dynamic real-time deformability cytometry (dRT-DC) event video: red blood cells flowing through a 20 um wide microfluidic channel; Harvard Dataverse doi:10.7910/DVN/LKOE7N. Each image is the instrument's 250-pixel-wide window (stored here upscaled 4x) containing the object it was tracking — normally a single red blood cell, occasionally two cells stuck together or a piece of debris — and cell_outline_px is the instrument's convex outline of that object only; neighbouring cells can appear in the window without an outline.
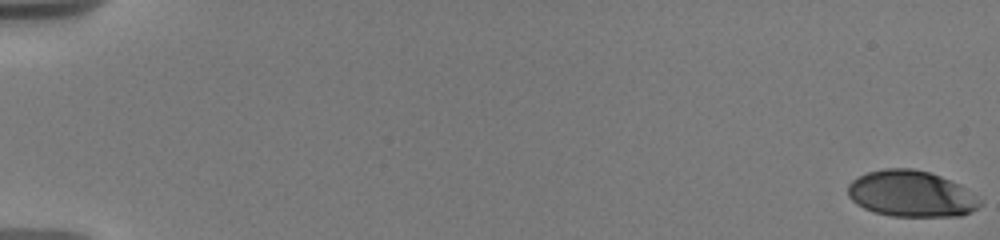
{"species": "human", "species_latin": "Homo sapiens", "temperature_condition": "warm", "stored_images_in_passage": 48, "camera_frame_rate_fps": 3000, "um_per_image_px": 0.085, "donor": {"sex": "male"}, "frame": {"image": 1, "passage_image": 1, "time_ms": 0.0, "image_size_px": [1000, 240], "cell_outline_px": [[980, 204], [972, 212], [960, 216], [892, 216], [872, 212], [856, 204], [848, 196], [848, 184], [852, 180], [868, 172], [884, 168], [912, 168], [928, 172], [940, 176], [960, 184], [980, 200]], "centroid_in_image_um": [77.42, 16.48], "position_along_channel_um": 7.6, "area_um2": 35.49}}
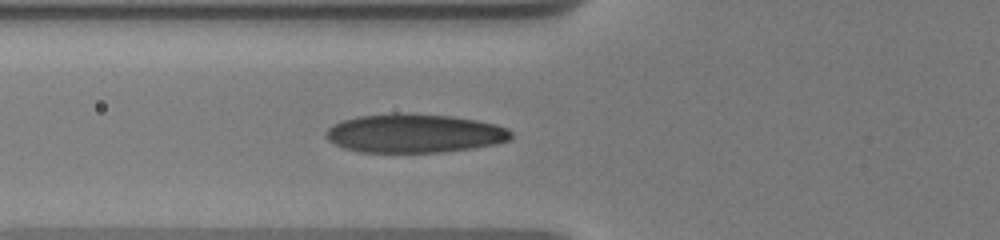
{"frame": {"image": 2, "passage_image": 22, "time_ms": 7.333, "image_size_px": [1000, 240], "cell_outline_px": [[512, 136], [508, 140], [496, 144], [472, 148], [444, 152], [360, 152], [344, 148], [328, 140], [324, 136], [324, 132], [332, 124], [340, 120], [356, 116], [396, 112], [412, 112], [452, 116], [476, 120], [496, 124], [508, 128], [512, 132]], "centroid_in_image_um": [35.19, 11.31], "position_along_channel_um": 90.6, "area_um2": 42.48}}
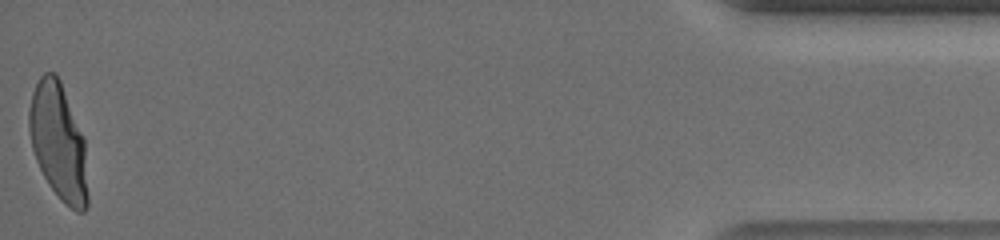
{"frame": {"image": 3, "passage_image": 48, "time_ms": 18.667, "image_size_px": [1000, 240], "cell_outline_px": [[88, 204], [84, 212], [76, 212], [64, 204], [60, 200], [48, 184], [36, 160], [32, 148], [28, 128], [28, 112], [32, 92], [40, 76], [44, 72], [56, 72], [60, 80], [84, 136], [88, 196]], "centroid_in_image_um": [4.96, 12.07], "position_along_channel_um": 430.2, "area_um2": 40.23}, "authors_computed_cell_mechanics": {"area_um2": 38.6393, "velocity_mm_per_s": 3.6904, "shape_relaxation_time_tau1_ms": 4.4224, "shape_relaxation_time_tau2_ms": null, "deformation_change_tau1": 0.2065, "deformation_change_tau2": null}}